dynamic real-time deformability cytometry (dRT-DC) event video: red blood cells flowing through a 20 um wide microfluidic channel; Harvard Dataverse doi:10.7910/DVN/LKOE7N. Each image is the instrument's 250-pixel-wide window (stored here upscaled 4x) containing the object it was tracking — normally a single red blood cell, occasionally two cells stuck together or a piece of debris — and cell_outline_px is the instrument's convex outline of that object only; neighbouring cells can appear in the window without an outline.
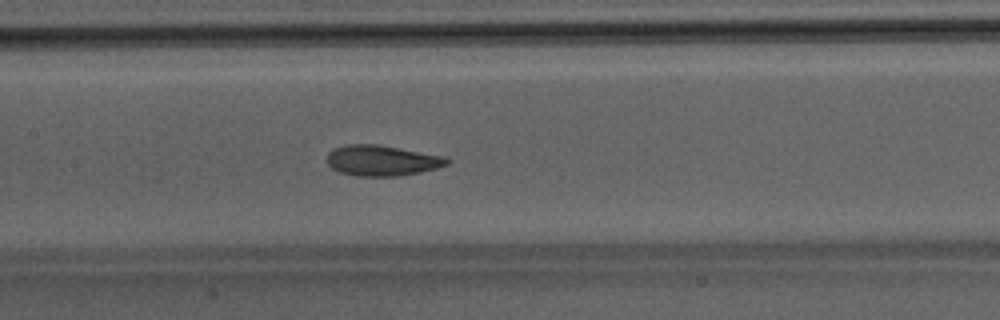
{"species": "Egyptian fruit bat (a non-hibernating species)", "species_latin": "Rousettus aegyptiacus", "temperature_condition": "room temperature", "stored_images_in_passage": 48, "camera_frame_rate_fps": 3000, "um_per_image_px": 0.085, "animal": {"sex": "male"}, "frame": {"image": 1, "passage_image": 23, "time_ms": 7.333, "image_size_px": [1000, 320], "cell_outline_px": [[452, 160], [448, 164], [436, 168], [420, 172], [396, 176], [356, 176], [340, 172], [332, 168], [328, 164], [328, 152], [332, 148], [348, 144], [380, 144], [444, 156]], "centroid_in_image_um": [32.47, 13.63], "position_along_channel_um": 174.9, "area_um2": 21.5}}
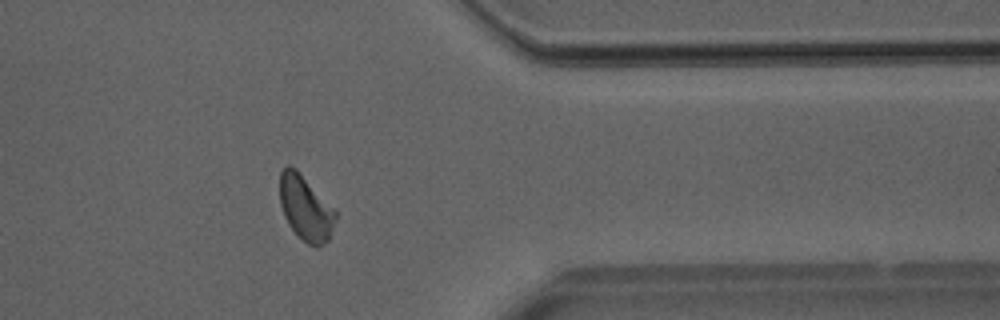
{"frame": {"image": 2, "passage_image": 39, "time_ms": 12.667, "image_size_px": [1000, 320], "cell_outline_px": [[336, 220], [328, 240], [316, 248], [308, 244], [288, 224], [284, 216], [280, 204], [280, 172], [288, 164], [296, 168], [336, 212]], "centroid_in_image_um": [25.95, 17.68], "position_along_channel_um": 385.4, "area_um2": 20.69}}
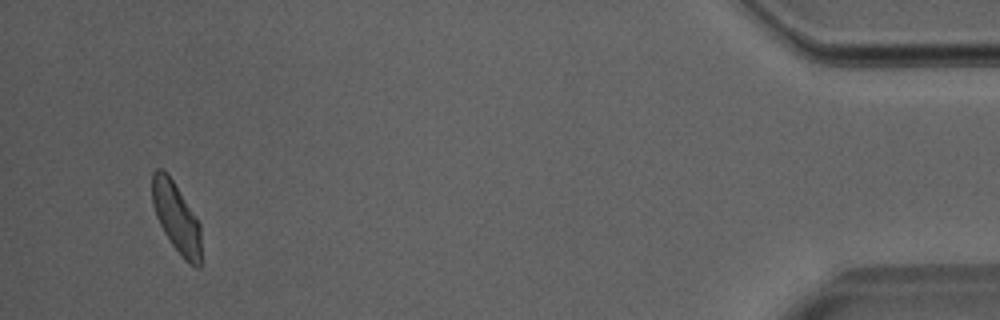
{"frame": {"image": 3, "passage_image": 46, "time_ms": 15.0, "image_size_px": [1000, 320], "cell_outline_px": [[200, 268], [196, 268], [184, 260], [172, 244], [164, 232], [156, 216], [152, 204], [152, 172], [156, 168], [164, 168], [168, 172], [196, 216], [200, 224]], "centroid_in_image_um": [14.97, 18.45], "position_along_channel_um": 420.2, "area_um2": 20.11}}